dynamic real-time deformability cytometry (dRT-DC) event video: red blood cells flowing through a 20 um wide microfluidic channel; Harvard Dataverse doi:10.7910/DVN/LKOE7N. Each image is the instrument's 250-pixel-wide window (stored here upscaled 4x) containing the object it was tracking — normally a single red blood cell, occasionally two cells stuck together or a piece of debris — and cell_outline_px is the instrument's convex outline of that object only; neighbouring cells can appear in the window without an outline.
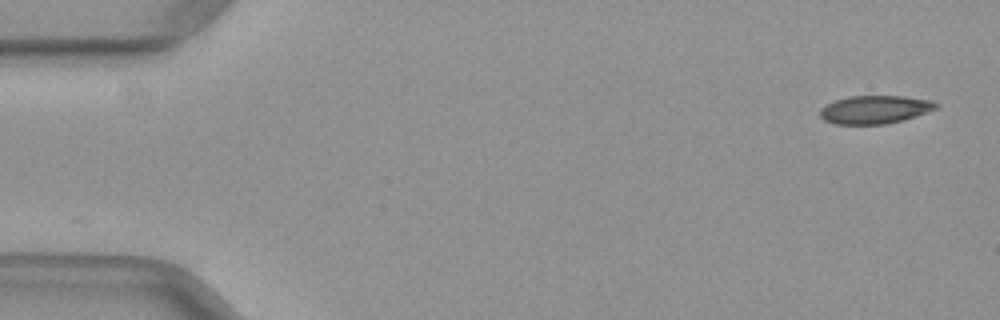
{"species": "common noctule bat (a hibernating species)", "species_latin": "Nyctalus noctula", "temperature_condition": "warm", "stored_images_in_passage": 49, "camera_frame_rate_fps": 3000, "um_per_image_px": 0.085, "animal": {"sex": "female", "body_mass_g": 29.2, "forearm_length_mm": 56.3}, "frame": {"image": 1, "passage_image": 1, "time_ms": 0.0, "image_size_px": [1000, 320], "cell_outline_px": [[940, 108], [904, 120], [884, 124], [832, 124], [824, 120], [820, 116], [820, 108], [824, 104], [848, 96], [904, 96], [932, 100], [940, 104]], "centroid_in_image_um": [74.39, 9.31], "position_along_channel_um": 10.6, "area_um2": 19.36}}
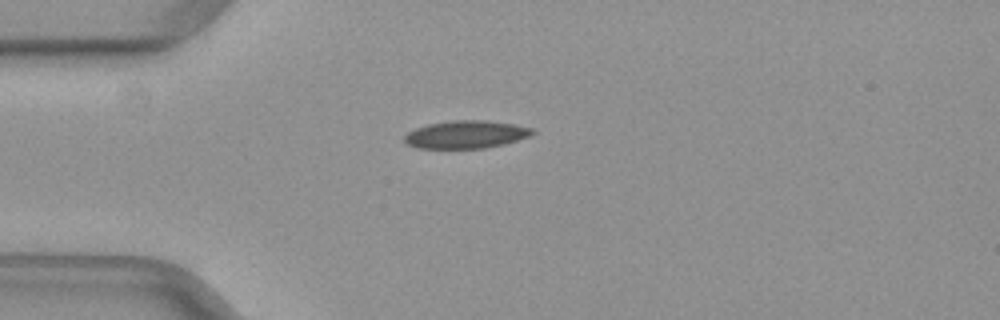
{"frame": {"image": 2, "passage_image": 12, "time_ms": 3.667, "image_size_px": [1000, 320], "cell_outline_px": [[536, 132], [528, 136], [504, 144], [484, 148], [416, 148], [408, 144], [404, 140], [404, 136], [408, 132], [416, 128], [428, 124], [452, 120], [484, 120], [512, 124], [532, 128]], "centroid_in_image_um": [39.59, 11.43], "position_along_channel_um": 45.4, "area_um2": 20.52}}
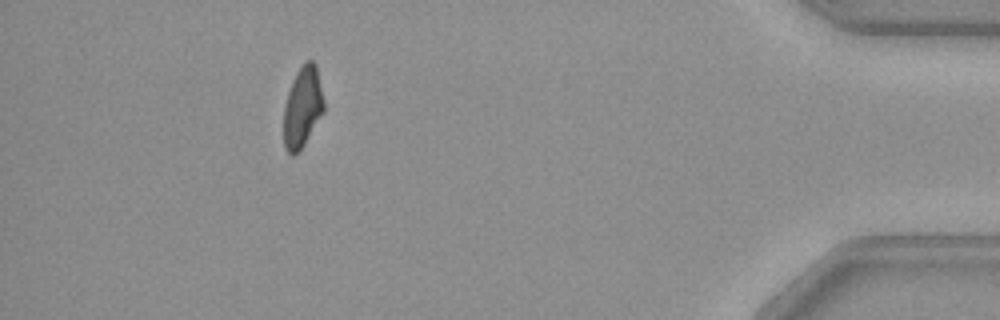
{"frame": {"image": 3, "passage_image": 44, "time_ms": 14.333, "image_size_px": [1000, 320], "cell_outline_px": [[324, 112], [300, 152], [292, 156], [284, 148], [284, 104], [292, 80], [296, 72], [304, 60], [312, 60], [316, 64], [324, 100]], "centroid_in_image_um": [25.72, 9.11], "position_along_channel_um": 409.5, "area_um2": 19.25}}